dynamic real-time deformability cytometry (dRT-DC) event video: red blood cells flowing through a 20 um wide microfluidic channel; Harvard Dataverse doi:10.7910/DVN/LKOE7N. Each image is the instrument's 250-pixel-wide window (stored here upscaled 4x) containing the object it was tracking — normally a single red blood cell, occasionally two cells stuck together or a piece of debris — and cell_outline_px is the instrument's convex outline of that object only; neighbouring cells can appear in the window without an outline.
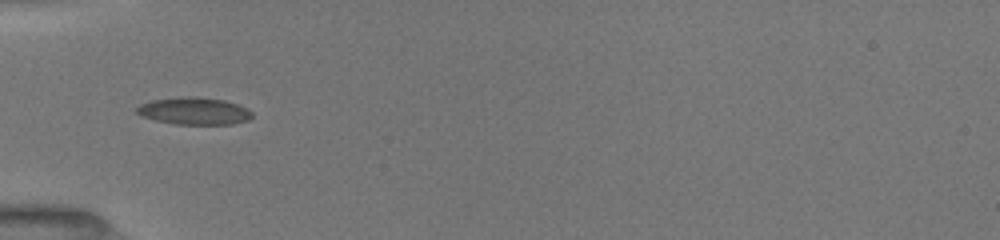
{"species": "common noctule bat (a hibernating species)", "species_latin": "Nyctalus noctula", "temperature_condition": "room temperature", "stored_images_in_passage": 8, "camera_frame_rate_fps": 3000, "um_per_image_px": 0.085, "animal": {"sex": "female", "body_mass_g": 19.5, "forearm_length_mm": 54.1}, "frame": {"image": 1, "passage_image": 6, "time_ms": 4.667, "image_size_px": [1000, 240], "cell_outline_px": [[252, 116], [248, 120], [232, 124], [176, 124], [156, 120], [140, 116], [136, 112], [136, 108], [140, 104], [152, 100], [180, 96], [196, 96], [224, 100], [248, 108], [252, 112]], "centroid_in_image_um": [16.49, 9.42], "position_along_channel_um": 68.5, "area_um2": 18.38}}
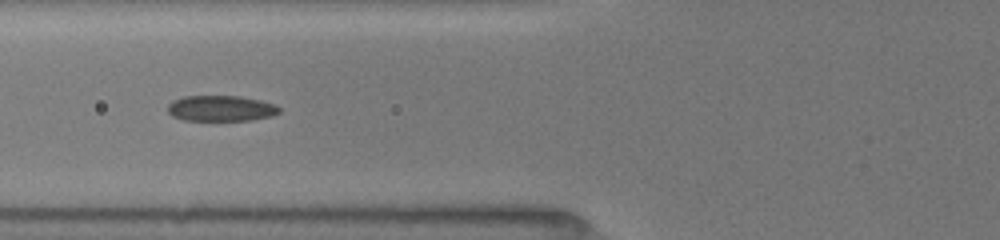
{"frame": {"image": 2, "passage_image": 7, "time_ms": 5.667, "image_size_px": [1000, 240], "cell_outline_px": [[280, 112], [272, 116], [252, 120], [184, 120], [172, 116], [168, 112], [168, 104], [172, 100], [184, 96], [240, 96], [260, 100], [276, 104], [280, 108]], "centroid_in_image_um": [18.79, 9.21], "position_along_channel_um": 107.0, "area_um2": 16.82}}